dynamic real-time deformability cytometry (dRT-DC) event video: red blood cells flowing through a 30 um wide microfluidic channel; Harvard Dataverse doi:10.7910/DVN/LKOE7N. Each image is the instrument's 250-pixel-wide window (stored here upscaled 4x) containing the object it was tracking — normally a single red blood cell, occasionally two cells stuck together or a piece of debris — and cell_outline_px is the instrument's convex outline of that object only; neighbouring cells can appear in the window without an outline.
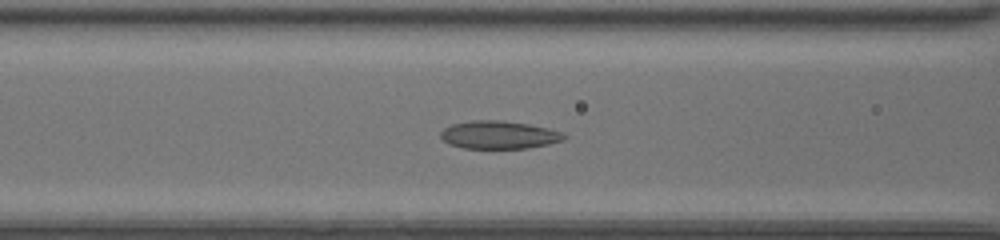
{"species": "common noctule bat (a hibernating species)", "species_latin": "Nyctalus noctula", "temperature_condition": "room temperature", "stored_images_in_passage": 48, "camera_frame_rate_fps": 3000, "um_per_image_px": 0.085, "animal": {"sex": "female", "body_mass_g": 20.0, "forearm_length_mm": 54.0}, "frame": {"image": 1, "passage_image": 21, "time_ms": 6.667, "image_size_px": [1000, 240], "cell_outline_px": [[568, 136], [564, 140], [548, 144], [528, 148], [464, 148], [452, 144], [444, 140], [440, 136], [440, 132], [444, 128], [452, 124], [472, 120], [500, 120], [528, 124], [548, 128], [564, 132]], "centroid_in_image_um": [42.45, 11.46], "position_along_channel_um": 124.1, "area_um2": 20.06}}
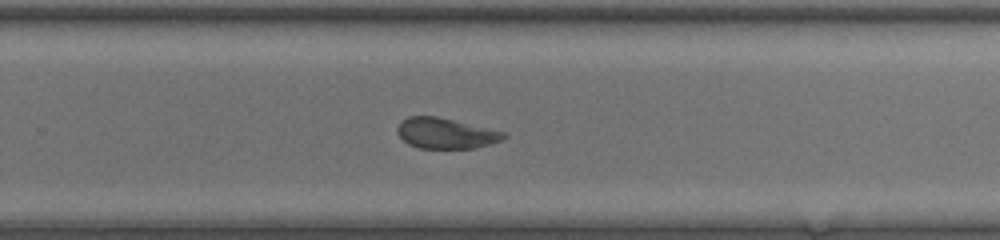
{"frame": {"image": 2, "passage_image": 33, "time_ms": 10.667, "image_size_px": [1000, 240], "cell_outline_px": [[508, 136], [504, 140], [476, 148], [420, 148], [408, 144], [396, 132], [396, 128], [400, 120], [408, 116], [436, 116], [504, 132]], "centroid_in_image_um": [37.86, 11.33], "position_along_channel_um": 291.9, "area_um2": 18.96}}
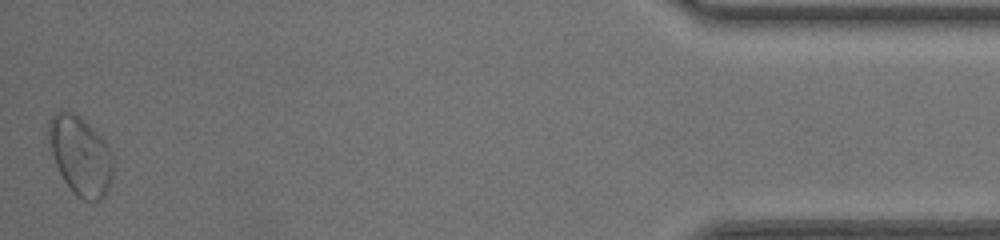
{"frame": {"image": 3, "passage_image": 48, "time_ms": 15.667, "image_size_px": [1000, 240], "cell_outline_px": [[112, 180], [104, 196], [100, 200], [84, 200], [76, 196], [72, 192], [64, 180], [56, 164], [52, 152], [48, 132], [48, 120], [56, 112], [72, 112], [80, 116], [104, 140], [112, 156]], "centroid_in_image_um": [6.83, 13.24], "position_along_channel_um": 428.4, "area_um2": 29.13}, "authors_computed_cell_mechanics": {"area_um2": 21.097, "velocity_mm_per_s": 4.2023, "shape_relaxation_time_tau1_ms": null, "shape_relaxation_time_tau2_ms": 1.5161, "deformation_change_tau1": null, "deformation_change_tau2": 0.0557}}